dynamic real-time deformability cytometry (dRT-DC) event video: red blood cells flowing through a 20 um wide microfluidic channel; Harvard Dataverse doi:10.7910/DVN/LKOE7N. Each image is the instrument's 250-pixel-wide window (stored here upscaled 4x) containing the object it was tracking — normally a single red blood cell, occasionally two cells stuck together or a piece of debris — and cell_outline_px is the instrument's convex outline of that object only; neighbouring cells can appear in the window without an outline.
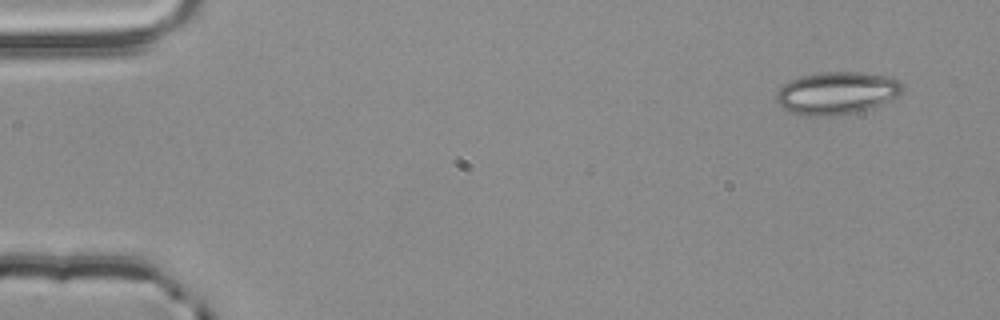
{"species": "common noctule bat (a hibernating species)", "species_latin": "Nyctalus noctula", "temperature_condition": "room temperature", "stored_images_in_passage": 4, "camera_frame_rate_fps": 3000, "um_per_image_px": 0.085, "animal": {"sex": "male", "body_mass_g": 20.4}, "frame": {"image": 1, "passage_image": 1, "time_ms": 0.0, "image_size_px": [1000, 320], "cell_outline_px": [[904, 92], [872, 108], [856, 112], [824, 116], [808, 116], [788, 112], [776, 100], [776, 92], [784, 84], [800, 76], [820, 72], [860, 72], [896, 76], [904, 84]], "centroid_in_image_um": [71.18, 7.89], "position_along_channel_um": 13.8, "area_um2": 31.56}}